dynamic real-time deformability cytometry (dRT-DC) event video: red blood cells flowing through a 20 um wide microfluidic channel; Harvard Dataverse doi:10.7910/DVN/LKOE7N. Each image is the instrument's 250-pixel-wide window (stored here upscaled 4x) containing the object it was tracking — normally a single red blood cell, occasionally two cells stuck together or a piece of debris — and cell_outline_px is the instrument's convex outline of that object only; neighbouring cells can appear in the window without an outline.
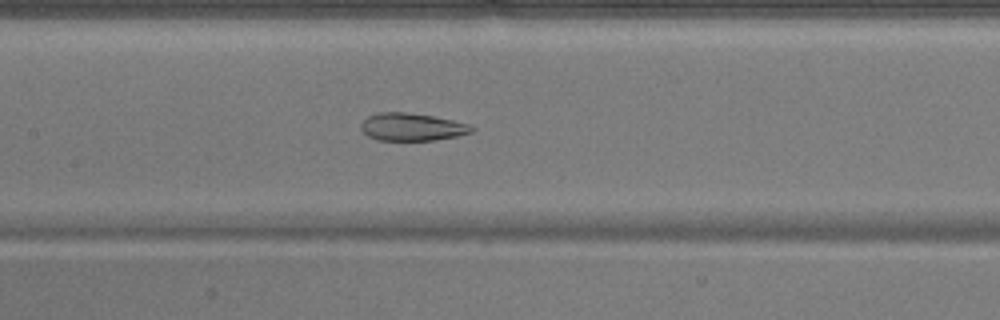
{"species": "common noctule bat (a hibernating species)", "species_latin": "Nyctalus noctula", "temperature_condition": "warm", "stored_images_in_passage": 46, "camera_frame_rate_fps": 3000, "um_per_image_px": 0.085, "animal": {"sex": "male", "body_mass_g": 17.9}, "frame": {"image": 1, "passage_image": 19, "time_ms": 6.0, "image_size_px": [1000, 320], "cell_outline_px": [[476, 128], [472, 132], [456, 136], [436, 140], [380, 140], [368, 136], [360, 128], [360, 124], [368, 116], [380, 112], [404, 112], [432, 116], [452, 120], [468, 124]], "centroid_in_image_um": [35.01, 10.79], "position_along_channel_um": 172.4, "area_um2": 17.69}}
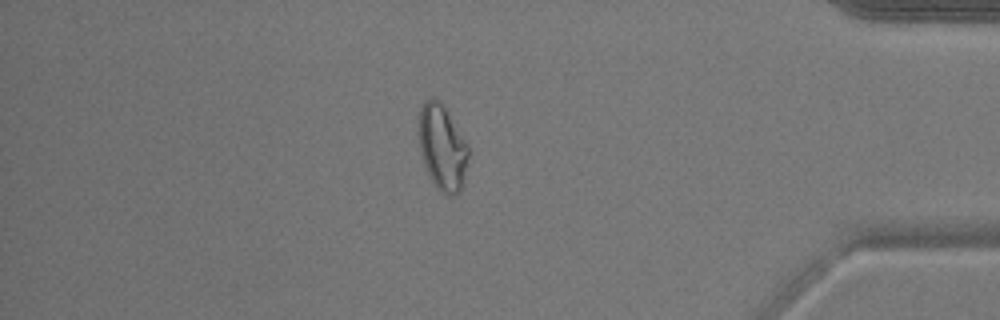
{"frame": {"image": 2, "passage_image": 39, "time_ms": 12.667, "image_size_px": [1000, 320], "cell_outline_px": [[468, 156], [464, 184], [460, 192], [452, 196], [448, 196], [432, 180], [424, 164], [420, 152], [420, 108], [428, 96], [436, 96], [440, 100], [468, 144]], "centroid_in_image_um": [37.62, 12.5], "position_along_channel_um": 397.6, "area_um2": 24.51}}
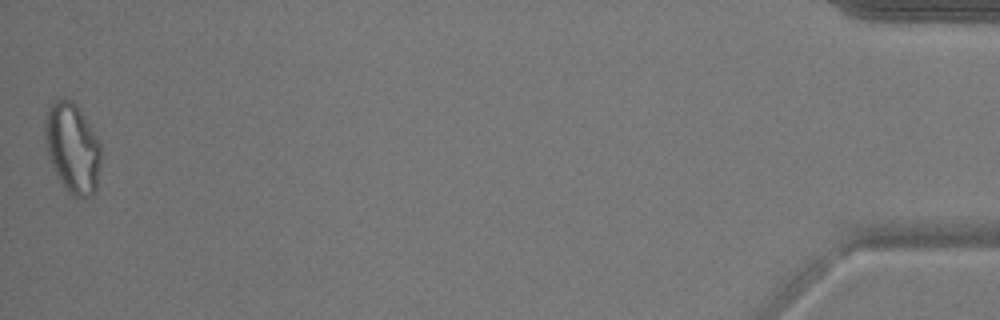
{"frame": {"image": 3, "passage_image": 46, "time_ms": 15.0, "image_size_px": [1000, 320], "cell_outline_px": [[100, 164], [96, 192], [92, 196], [84, 200], [72, 196], [64, 188], [56, 176], [48, 156], [44, 136], [44, 124], [48, 108], [52, 100], [56, 96], [60, 96], [72, 100], [80, 108], [96, 136], [100, 144]], "centroid_in_image_um": [6.14, 12.58], "position_along_channel_um": 429.1, "area_um2": 30.17}, "authors_computed_cell_mechanics": {"area_um2": 23.2356, "velocity_mm_per_s": 3.9045, "shape_relaxation_time_tau1_ms": null, "shape_relaxation_time_tau2_ms": 1.5941, "deformation_change_tau1": null, "deformation_change_tau2": 0.0815}}